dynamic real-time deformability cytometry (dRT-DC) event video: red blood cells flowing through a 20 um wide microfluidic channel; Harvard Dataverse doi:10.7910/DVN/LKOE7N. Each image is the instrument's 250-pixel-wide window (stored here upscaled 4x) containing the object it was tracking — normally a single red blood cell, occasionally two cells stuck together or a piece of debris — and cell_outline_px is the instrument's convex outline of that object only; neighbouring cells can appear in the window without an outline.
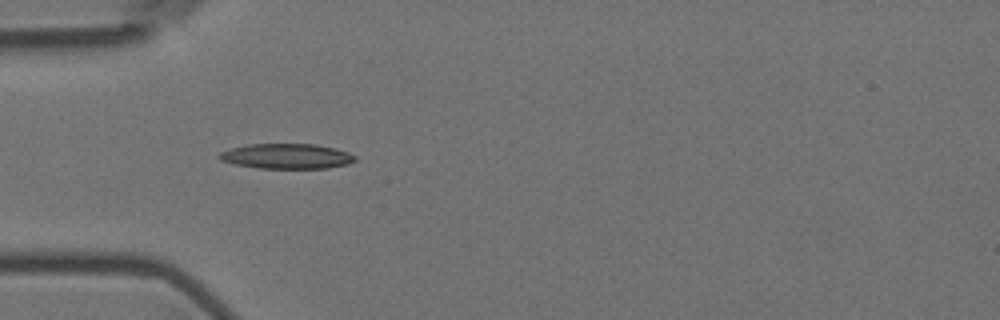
{"species": "Egyptian fruit bat (a non-hibernating species)", "species_latin": "Rousettus aegyptiacus", "temperature_condition": "room temperature", "stored_images_in_passage": 43, "camera_frame_rate_fps": 3000, "um_per_image_px": 0.085, "animal": {"sex": "female"}, "frame": {"image": 1, "passage_image": 6, "time_ms": 1.667, "image_size_px": [1000, 320], "cell_outline_px": [[356, 160], [348, 164], [328, 168], [260, 168], [236, 164], [220, 160], [216, 156], [220, 152], [232, 148], [248, 144], [316, 144], [336, 148], [348, 152], [356, 156]], "centroid_in_image_um": [24.39, 13.27], "position_along_channel_um": 60.6, "area_um2": 19.88}}
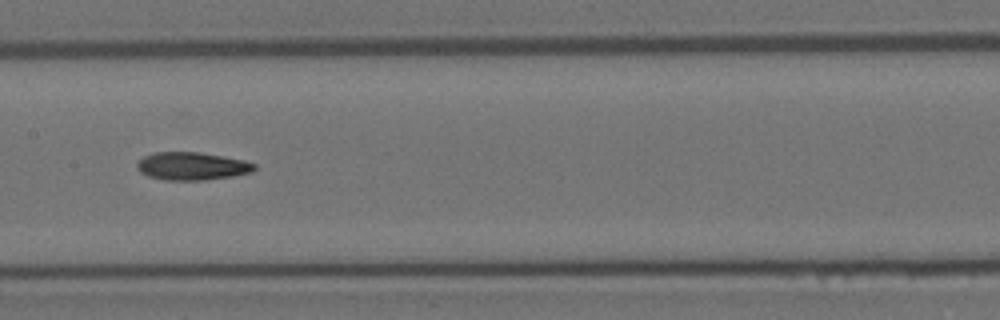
{"frame": {"image": 2, "passage_image": 17, "time_ms": 5.333, "image_size_px": [1000, 320], "cell_outline_px": [[256, 168], [252, 172], [232, 176], [204, 180], [164, 180], [148, 176], [140, 172], [136, 168], [136, 164], [144, 156], [156, 152], [200, 152], [244, 160], [256, 164]], "centroid_in_image_um": [16.31, 14.12], "position_along_channel_um": 191.1, "area_um2": 19.07}}
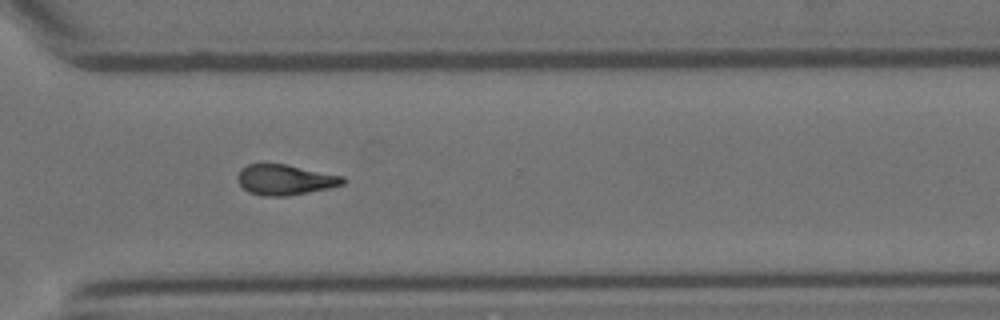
{"frame": {"image": 3, "passage_image": 30, "time_ms": 9.667, "image_size_px": [1000, 320], "cell_outline_px": [[344, 184], [328, 188], [288, 196], [260, 196], [248, 192], [236, 180], [236, 176], [240, 168], [248, 164], [288, 164], [344, 176]], "centroid_in_image_um": [24.19, 15.27], "position_along_channel_um": 346.4, "area_um2": 18.84}, "authors_computed_cell_mechanics": {"area_um2": 18.9006, "velocity_mm_per_s": 3.6028, "shape_relaxation_time_tau1_ms": 10.1689, "shape_relaxation_time_tau2_ms": 10.8337, "deformation_change_tau1": 0.2343, "deformation_change_tau2": 0.2234}}